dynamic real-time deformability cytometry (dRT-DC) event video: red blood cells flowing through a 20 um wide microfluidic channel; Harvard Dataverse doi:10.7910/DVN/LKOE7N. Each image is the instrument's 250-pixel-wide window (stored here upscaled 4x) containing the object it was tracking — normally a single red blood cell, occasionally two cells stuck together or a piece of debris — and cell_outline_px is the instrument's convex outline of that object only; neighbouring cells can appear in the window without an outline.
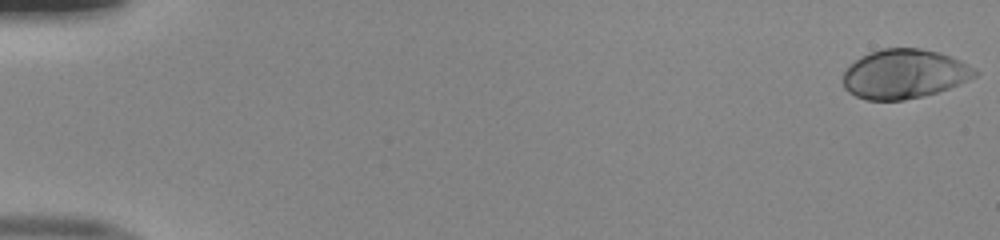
{"species": "human", "species_latin": "Homo sapiens", "temperature_condition": "room temperature", "stored_images_in_passage": 15, "camera_frame_rate_fps": 3000, "um_per_image_px": 0.085, "donor": {"sex": "male"}, "frame": {"image": 1, "passage_image": 1, "time_ms": 0.0, "image_size_px": [1000, 240], "cell_outline_px": [[980, 72], [976, 76], [960, 84], [936, 92], [904, 100], [868, 100], [856, 96], [848, 92], [844, 88], [844, 72], [848, 64], [880, 48], [920, 48], [940, 52], [952, 56], [976, 68]], "centroid_in_image_um": [76.89, 6.28], "position_along_channel_um": 8.1, "area_um2": 37.92}}